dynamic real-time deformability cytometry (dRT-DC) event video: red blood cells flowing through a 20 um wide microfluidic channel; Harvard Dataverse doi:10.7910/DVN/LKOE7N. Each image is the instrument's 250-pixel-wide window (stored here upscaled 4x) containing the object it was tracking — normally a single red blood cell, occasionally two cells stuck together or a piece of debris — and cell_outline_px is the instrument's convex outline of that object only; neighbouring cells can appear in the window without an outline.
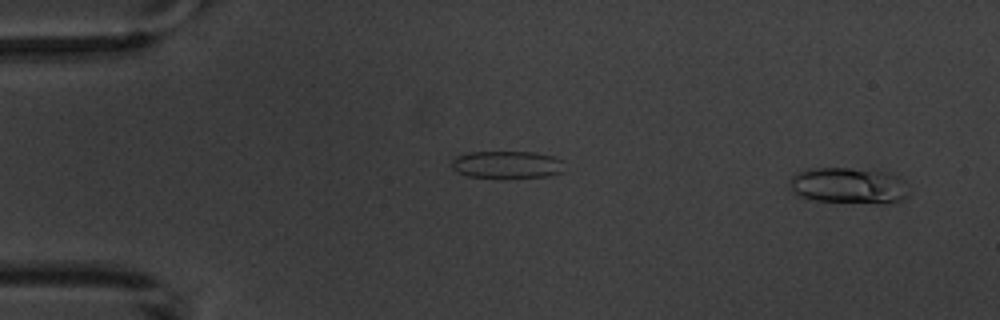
{"species": "common noctule bat (a hibernating species)", "species_latin": "Nyctalus noctula", "temperature_condition": "warm", "stored_images_in_passage": 4, "segment_of_instrument_passage": [2, 2], "camera_frame_rate_fps": 3000, "um_per_image_px": 0.085, "animal": {"sex": "male", "body_mass_g": 20.1, "forearm_length_mm": 53.5}, "frame": {"image": 1, "passage_image": 4, "time_ms": 3.667, "image_size_px": [1000, 320], "cell_outline_px": [[908, 196], [900, 200], [884, 204], [880, 204], [816, 200], [800, 196], [788, 184], [788, 180], [792, 176], [808, 168], [848, 168], [880, 172], [896, 176], [904, 180], [908, 184]], "centroid_in_image_um": [72.16, 15.79], "position_along_channel_um": 12.8, "area_um2": 24.91}}